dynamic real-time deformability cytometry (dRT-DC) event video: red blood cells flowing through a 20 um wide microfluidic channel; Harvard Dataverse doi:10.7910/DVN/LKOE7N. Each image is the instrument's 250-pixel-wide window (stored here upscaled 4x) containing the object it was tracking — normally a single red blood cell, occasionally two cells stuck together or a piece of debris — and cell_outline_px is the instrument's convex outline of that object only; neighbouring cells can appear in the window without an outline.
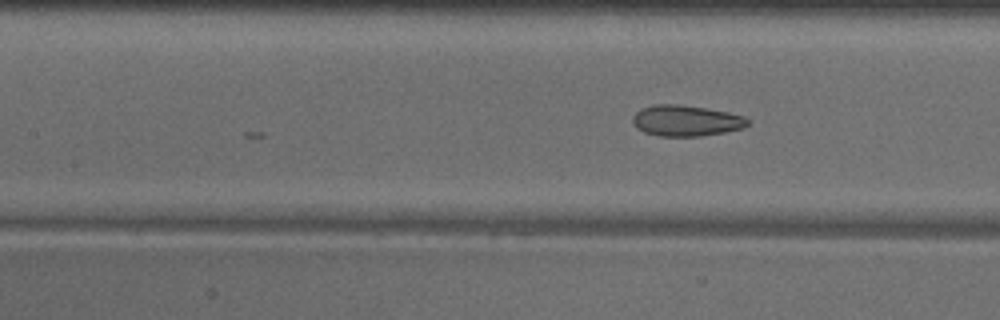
{"species": "common noctule bat (a hibernating species)", "species_latin": "Nyctalus noctula", "temperature_condition": "warm", "stored_images_in_passage": 7, "camera_frame_rate_fps": 3000, "um_per_image_px": 0.085, "animal": {"sex": "male", "body_mass_g": 18.8}, "frame": {"image": 1, "passage_image": 7, "time_ms": 2.0, "image_size_px": [1000, 320], "cell_outline_px": [[748, 124], [744, 128], [724, 132], [700, 136], [660, 136], [644, 132], [636, 128], [632, 124], [632, 116], [640, 108], [652, 104], [680, 104], [708, 108], [728, 112], [744, 116], [748, 120]], "centroid_in_image_um": [58.27, 10.24], "position_along_channel_um": 149.1, "area_um2": 20.98}}